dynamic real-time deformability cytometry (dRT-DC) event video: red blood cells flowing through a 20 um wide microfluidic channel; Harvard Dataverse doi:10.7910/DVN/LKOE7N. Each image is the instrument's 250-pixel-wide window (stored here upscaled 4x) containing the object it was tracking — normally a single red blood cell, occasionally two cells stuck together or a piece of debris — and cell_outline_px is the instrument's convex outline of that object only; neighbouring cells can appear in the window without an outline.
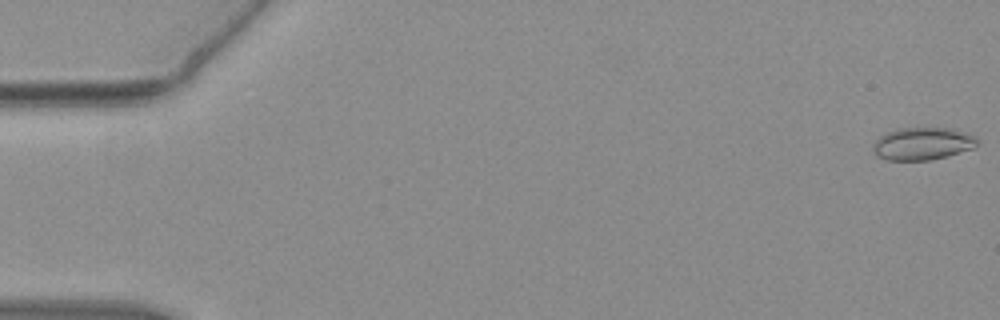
{"species": "common noctule bat (a hibernating species)", "species_latin": "Nyctalus noctula", "temperature_condition": "warm", "stored_images_in_passage": 54, "camera_frame_rate_fps": 3000, "um_per_image_px": 0.085, "animal": {"sex": "female", "body_mass_g": 19.3, "forearm_length_mm": 54.1}, "frame": {"image": 1, "passage_image": 1, "time_ms": 0.0, "image_size_px": [1000, 320], "cell_outline_px": [[976, 144], [972, 148], [944, 156], [928, 160], [888, 160], [876, 156], [872, 148], [876, 140], [880, 136], [896, 128], [952, 128], [972, 136], [976, 140]], "centroid_in_image_um": [78.33, 12.21], "position_along_channel_um": 6.7, "area_um2": 19.31}}
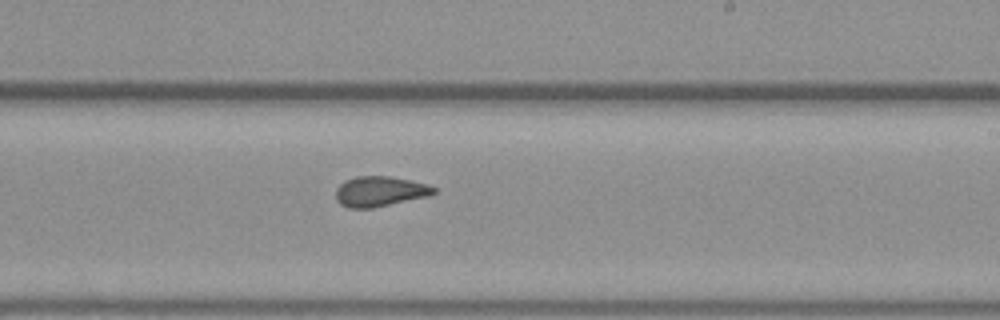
{"frame": {"image": 2, "passage_image": 33, "time_ms": 10.667, "image_size_px": [1000, 320], "cell_outline_px": [[436, 192], [428, 196], [372, 208], [348, 208], [340, 204], [336, 200], [336, 188], [344, 180], [356, 176], [388, 176], [428, 184], [436, 188]], "centroid_in_image_um": [32.26, 16.27], "position_along_channel_um": 256.7, "area_um2": 17.22}}
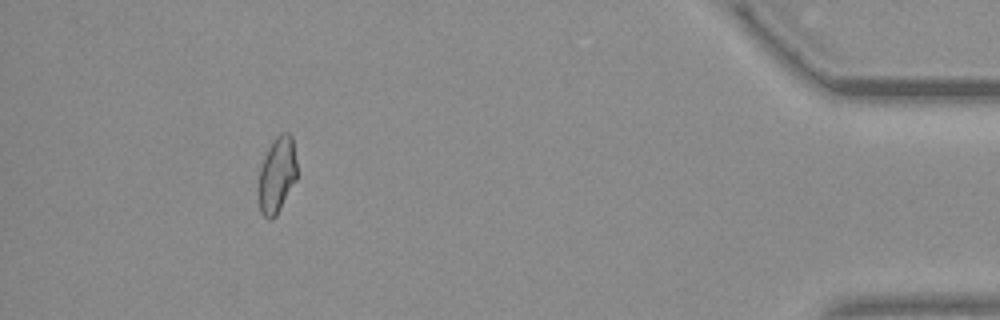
{"frame": {"image": 3, "passage_image": 50, "time_ms": 16.333, "image_size_px": [1000, 320], "cell_outline_px": [[296, 180], [276, 216], [272, 220], [268, 220], [260, 212], [260, 168], [264, 156], [268, 148], [276, 136], [280, 132], [288, 132], [292, 136], [296, 160]], "centroid_in_image_um": [23.56, 14.85], "position_along_channel_um": 411.6, "area_um2": 16.82}, "authors_computed_cell_mechanics": {"area_um2": 17.6868, "velocity_mm_per_s": 3.836, "shape_relaxation_time_tau1_ms": null, "shape_relaxation_time_tau2_ms": 1.5411, "deformation_change_tau1": null, "deformation_change_tau2": 0.0683}}